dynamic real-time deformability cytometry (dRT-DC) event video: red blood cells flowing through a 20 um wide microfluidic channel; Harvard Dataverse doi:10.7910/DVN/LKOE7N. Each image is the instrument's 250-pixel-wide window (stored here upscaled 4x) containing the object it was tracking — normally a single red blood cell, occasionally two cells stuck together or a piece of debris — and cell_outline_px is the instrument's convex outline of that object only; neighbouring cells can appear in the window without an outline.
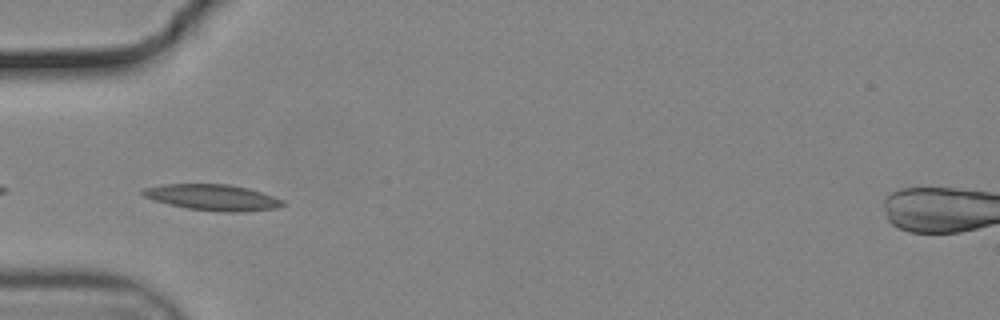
{"species": "common noctule bat (a hibernating species)", "species_latin": "Nyctalus noctula", "temperature_condition": "cold", "stored_images_in_passage": 39, "camera_frame_rate_fps": 3000, "um_per_image_px": 0.085, "animal": {"sex": "male", "body_mass_g": 19.2, "forearm_length_mm": 51.8}, "frame": {"image": 1, "passage_image": 2, "time_ms": 0.333, "image_size_px": [1000, 320], "cell_outline_px": [[284, 204], [276, 208], [244, 212], [220, 212], [188, 208], [168, 204], [144, 196], [140, 192], [144, 188], [164, 184], [228, 184], [248, 188], [284, 200]], "centroid_in_image_um": [18.08, 16.78], "position_along_channel_um": 66.9, "area_um2": 21.04}}
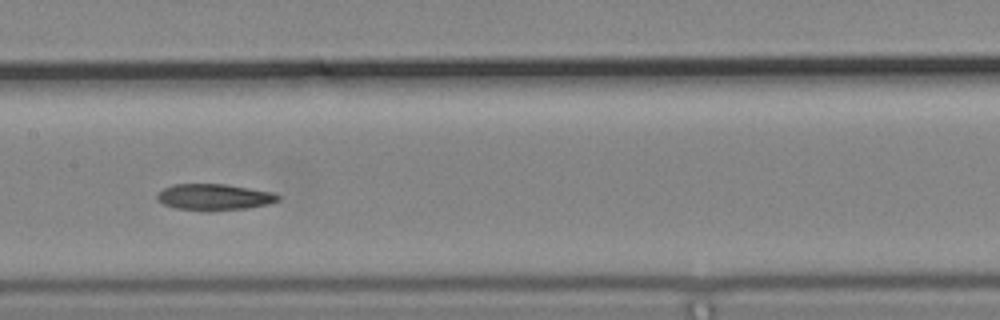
{"frame": {"image": 2, "passage_image": 12, "time_ms": 3.667, "image_size_px": [1000, 320], "cell_outline_px": [[280, 200], [268, 204], [244, 208], [176, 208], [164, 204], [156, 200], [156, 196], [164, 188], [172, 184], [224, 184], [272, 192], [280, 196]], "centroid_in_image_um": [18.2, 16.7], "position_along_channel_um": 189.2, "area_um2": 17.57}}
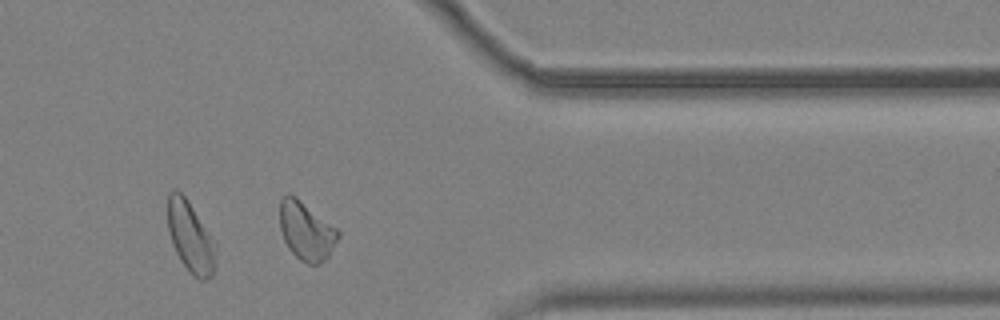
{"frame": {"image": 3, "passage_image": 29, "time_ms": 9.333, "image_size_px": [1000, 320], "cell_outline_px": [[340, 236], [328, 256], [320, 264], [308, 264], [300, 260], [288, 248], [280, 232], [280, 200], [288, 192], [296, 196], [336, 228], [340, 232]], "centroid_in_image_um": [26.01, 19.62], "position_along_channel_um": 385.4, "area_um2": 19.83}, "authors_computed_cell_mechanics": {"area_um2": 19.074, "velocity_mm_per_s": 3.6794, "shape_relaxation_time_tau1_ms": null, "shape_relaxation_time_tau2_ms": 5.8251, "deformation_change_tau1": null, "deformation_change_tau2": 0.1307}}